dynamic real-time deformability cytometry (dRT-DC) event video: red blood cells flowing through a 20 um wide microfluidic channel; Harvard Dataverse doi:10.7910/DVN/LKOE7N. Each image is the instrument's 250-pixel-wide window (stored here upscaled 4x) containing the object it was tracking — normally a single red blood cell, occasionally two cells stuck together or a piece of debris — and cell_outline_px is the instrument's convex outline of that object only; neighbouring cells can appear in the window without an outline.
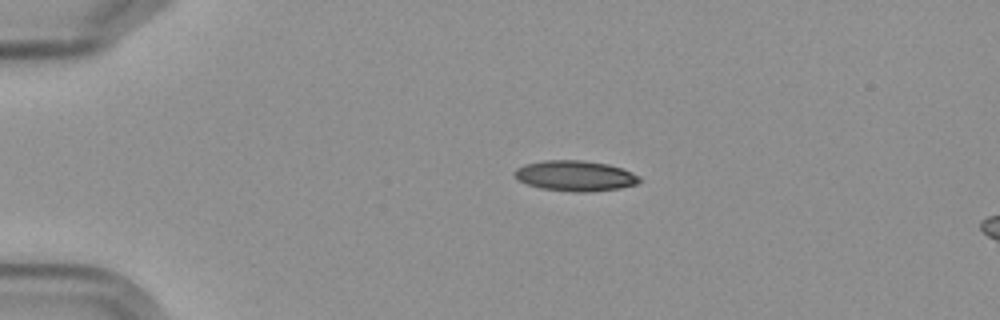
{"species": "Egyptian fruit bat (a non-hibernating species)", "species_latin": "Rousettus aegyptiacus", "temperature_condition": "cold", "stored_images_in_passage": 3, "segment_of_instrument_passage": [1, 2], "camera_frame_rate_fps": 3000, "um_per_image_px": 0.085, "frame": {"image": 1, "passage_image": 1, "time_ms": 0.0, "image_size_px": [1000, 320], "cell_outline_px": [[640, 180], [636, 184], [620, 188], [592, 192], [572, 192], [540, 188], [516, 180], [512, 172], [516, 168], [524, 164], [544, 160], [584, 160], [608, 164], [632, 172], [640, 176]], "centroid_in_image_um": [48.85, 14.94], "position_along_channel_um": 36.2, "area_um2": 22.43}}